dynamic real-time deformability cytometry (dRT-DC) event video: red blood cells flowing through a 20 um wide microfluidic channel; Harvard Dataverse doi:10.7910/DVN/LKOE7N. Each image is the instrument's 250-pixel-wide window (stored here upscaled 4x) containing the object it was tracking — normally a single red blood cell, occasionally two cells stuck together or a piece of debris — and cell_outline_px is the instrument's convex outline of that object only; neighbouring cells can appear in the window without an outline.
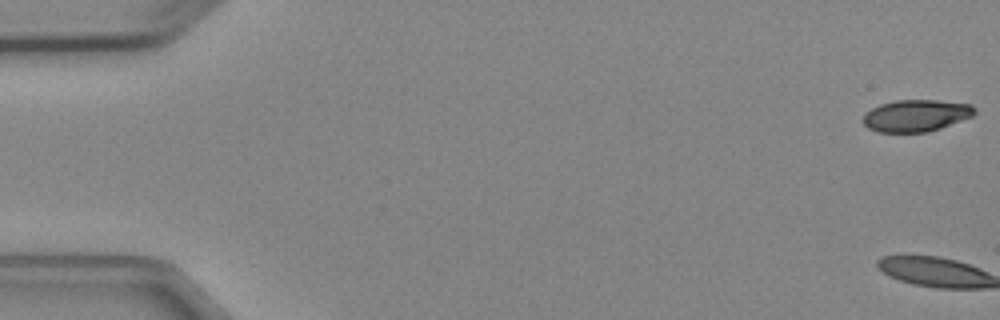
{"species": "Egyptian fruit bat (a non-hibernating species)", "species_latin": "Rousettus aegyptiacus", "temperature_condition": "cold", "stored_images_in_passage": 5, "camera_frame_rate_fps": 3000, "um_per_image_px": 0.085, "animal": {"sex": "female"}, "frame": {"image": 1, "passage_image": 1, "time_ms": 0.0, "image_size_px": [1000, 320], "cell_outline_px": [[976, 112], [972, 116], [940, 128], [928, 132], [876, 132], [868, 128], [860, 120], [864, 112], [880, 104], [896, 100], [936, 100], [972, 104], [976, 108]], "centroid_in_image_um": [77.82, 9.82], "position_along_channel_um": 7.2, "area_um2": 20.92}}